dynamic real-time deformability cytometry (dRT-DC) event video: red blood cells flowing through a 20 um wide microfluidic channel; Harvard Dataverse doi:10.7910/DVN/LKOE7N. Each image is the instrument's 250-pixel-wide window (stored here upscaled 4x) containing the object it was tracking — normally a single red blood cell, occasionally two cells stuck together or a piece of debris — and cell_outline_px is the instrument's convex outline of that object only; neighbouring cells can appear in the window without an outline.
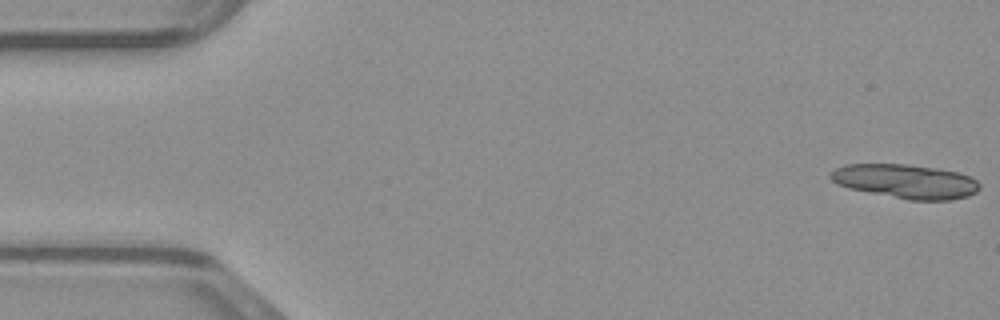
{"species": "common noctule bat (a hibernating species)", "species_latin": "Nyctalus noctula", "temperature_condition": "warm", "stored_images_in_passage": 29, "segment_of_instrument_passage": [1, 2], "camera_frame_rate_fps": 3000, "um_per_image_px": 0.085, "animal": {"sex": "male", "body_mass_g": 23.1, "forearm_length_mm": 52.7}, "frame": {"image": 1, "passage_image": 1, "time_ms": 0.0, "image_size_px": [1000, 320], "cell_outline_px": [[980, 188], [976, 192], [968, 196], [952, 200], [908, 200], [848, 188], [836, 184], [828, 176], [836, 168], [844, 164], [904, 164], [940, 168], [960, 172], [972, 176], [980, 184]], "centroid_in_image_um": [77.01, 15.41], "position_along_channel_um": 8.0, "area_um2": 29.94}}